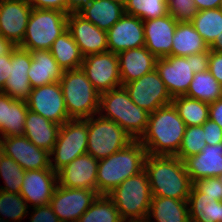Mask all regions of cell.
I'll list each match as a JSON object with an SVG mask.
<instances>
[{"mask_svg":"<svg viewBox=\"0 0 222 222\" xmlns=\"http://www.w3.org/2000/svg\"><path fill=\"white\" fill-rule=\"evenodd\" d=\"M91 0H67V14L78 13Z\"/></svg>","mask_w":222,"mask_h":222,"instance_id":"52","label":"cell"},{"mask_svg":"<svg viewBox=\"0 0 222 222\" xmlns=\"http://www.w3.org/2000/svg\"><path fill=\"white\" fill-rule=\"evenodd\" d=\"M219 9L222 11V2H221V4H220V7H219Z\"/></svg>","mask_w":222,"mask_h":222,"instance_id":"58","label":"cell"},{"mask_svg":"<svg viewBox=\"0 0 222 222\" xmlns=\"http://www.w3.org/2000/svg\"><path fill=\"white\" fill-rule=\"evenodd\" d=\"M204 130L200 126H188L176 157L184 161L186 158L197 155L203 151L206 146Z\"/></svg>","mask_w":222,"mask_h":222,"instance_id":"40","label":"cell"},{"mask_svg":"<svg viewBox=\"0 0 222 222\" xmlns=\"http://www.w3.org/2000/svg\"><path fill=\"white\" fill-rule=\"evenodd\" d=\"M168 13L178 22H191L198 9L194 0H166Z\"/></svg>","mask_w":222,"mask_h":222,"instance_id":"41","label":"cell"},{"mask_svg":"<svg viewBox=\"0 0 222 222\" xmlns=\"http://www.w3.org/2000/svg\"><path fill=\"white\" fill-rule=\"evenodd\" d=\"M98 164L99 160L88 153L78 156L57 172L58 185L97 191Z\"/></svg>","mask_w":222,"mask_h":222,"instance_id":"20","label":"cell"},{"mask_svg":"<svg viewBox=\"0 0 222 222\" xmlns=\"http://www.w3.org/2000/svg\"><path fill=\"white\" fill-rule=\"evenodd\" d=\"M4 156H5V149H4L3 144L0 140V162Z\"/></svg>","mask_w":222,"mask_h":222,"instance_id":"55","label":"cell"},{"mask_svg":"<svg viewBox=\"0 0 222 222\" xmlns=\"http://www.w3.org/2000/svg\"><path fill=\"white\" fill-rule=\"evenodd\" d=\"M59 82L70 119H87L99 113L100 93L81 68L64 71Z\"/></svg>","mask_w":222,"mask_h":222,"instance_id":"5","label":"cell"},{"mask_svg":"<svg viewBox=\"0 0 222 222\" xmlns=\"http://www.w3.org/2000/svg\"><path fill=\"white\" fill-rule=\"evenodd\" d=\"M60 126L28 109L25 118L24 135L38 148L51 152L57 141Z\"/></svg>","mask_w":222,"mask_h":222,"instance_id":"25","label":"cell"},{"mask_svg":"<svg viewBox=\"0 0 222 222\" xmlns=\"http://www.w3.org/2000/svg\"><path fill=\"white\" fill-rule=\"evenodd\" d=\"M133 138L117 123L99 114L88 118L87 153L97 160L127 147Z\"/></svg>","mask_w":222,"mask_h":222,"instance_id":"8","label":"cell"},{"mask_svg":"<svg viewBox=\"0 0 222 222\" xmlns=\"http://www.w3.org/2000/svg\"><path fill=\"white\" fill-rule=\"evenodd\" d=\"M29 209L28 203L20 194L0 190V222H20L30 215Z\"/></svg>","mask_w":222,"mask_h":222,"instance_id":"36","label":"cell"},{"mask_svg":"<svg viewBox=\"0 0 222 222\" xmlns=\"http://www.w3.org/2000/svg\"><path fill=\"white\" fill-rule=\"evenodd\" d=\"M33 9H50L67 13V0H28Z\"/></svg>","mask_w":222,"mask_h":222,"instance_id":"45","label":"cell"},{"mask_svg":"<svg viewBox=\"0 0 222 222\" xmlns=\"http://www.w3.org/2000/svg\"><path fill=\"white\" fill-rule=\"evenodd\" d=\"M191 23L208 47L222 36V11L219 8L198 11Z\"/></svg>","mask_w":222,"mask_h":222,"instance_id":"34","label":"cell"},{"mask_svg":"<svg viewBox=\"0 0 222 222\" xmlns=\"http://www.w3.org/2000/svg\"><path fill=\"white\" fill-rule=\"evenodd\" d=\"M208 45L195 30L191 22H178L172 43L171 55L190 56L207 51Z\"/></svg>","mask_w":222,"mask_h":222,"instance_id":"29","label":"cell"},{"mask_svg":"<svg viewBox=\"0 0 222 222\" xmlns=\"http://www.w3.org/2000/svg\"><path fill=\"white\" fill-rule=\"evenodd\" d=\"M208 70L222 85V53L209 49Z\"/></svg>","mask_w":222,"mask_h":222,"instance_id":"46","label":"cell"},{"mask_svg":"<svg viewBox=\"0 0 222 222\" xmlns=\"http://www.w3.org/2000/svg\"><path fill=\"white\" fill-rule=\"evenodd\" d=\"M209 49L222 53V36L220 38H216V40L209 46Z\"/></svg>","mask_w":222,"mask_h":222,"instance_id":"54","label":"cell"},{"mask_svg":"<svg viewBox=\"0 0 222 222\" xmlns=\"http://www.w3.org/2000/svg\"><path fill=\"white\" fill-rule=\"evenodd\" d=\"M178 21L171 15L143 21L145 47L157 58L171 56Z\"/></svg>","mask_w":222,"mask_h":222,"instance_id":"22","label":"cell"},{"mask_svg":"<svg viewBox=\"0 0 222 222\" xmlns=\"http://www.w3.org/2000/svg\"><path fill=\"white\" fill-rule=\"evenodd\" d=\"M28 112V106L25 100H14L9 108L7 123L0 131V139L7 136L24 135L25 118Z\"/></svg>","mask_w":222,"mask_h":222,"instance_id":"39","label":"cell"},{"mask_svg":"<svg viewBox=\"0 0 222 222\" xmlns=\"http://www.w3.org/2000/svg\"><path fill=\"white\" fill-rule=\"evenodd\" d=\"M188 205L190 222H222V201L199 193L193 186Z\"/></svg>","mask_w":222,"mask_h":222,"instance_id":"30","label":"cell"},{"mask_svg":"<svg viewBox=\"0 0 222 222\" xmlns=\"http://www.w3.org/2000/svg\"><path fill=\"white\" fill-rule=\"evenodd\" d=\"M78 13L107 31L125 14V7L112 0H91Z\"/></svg>","mask_w":222,"mask_h":222,"instance_id":"27","label":"cell"},{"mask_svg":"<svg viewBox=\"0 0 222 222\" xmlns=\"http://www.w3.org/2000/svg\"><path fill=\"white\" fill-rule=\"evenodd\" d=\"M193 187L206 196L222 201V177L202 178L193 182Z\"/></svg>","mask_w":222,"mask_h":222,"instance_id":"42","label":"cell"},{"mask_svg":"<svg viewBox=\"0 0 222 222\" xmlns=\"http://www.w3.org/2000/svg\"><path fill=\"white\" fill-rule=\"evenodd\" d=\"M112 1L118 2V3L122 4L123 6H125L128 2V0H112Z\"/></svg>","mask_w":222,"mask_h":222,"instance_id":"56","label":"cell"},{"mask_svg":"<svg viewBox=\"0 0 222 222\" xmlns=\"http://www.w3.org/2000/svg\"><path fill=\"white\" fill-rule=\"evenodd\" d=\"M192 55L166 56L157 59L156 71L163 80L169 95L174 98L184 96L194 77Z\"/></svg>","mask_w":222,"mask_h":222,"instance_id":"14","label":"cell"},{"mask_svg":"<svg viewBox=\"0 0 222 222\" xmlns=\"http://www.w3.org/2000/svg\"><path fill=\"white\" fill-rule=\"evenodd\" d=\"M123 87L131 100L149 113L172 104V97L156 69L139 79L124 84Z\"/></svg>","mask_w":222,"mask_h":222,"instance_id":"11","label":"cell"},{"mask_svg":"<svg viewBox=\"0 0 222 222\" xmlns=\"http://www.w3.org/2000/svg\"><path fill=\"white\" fill-rule=\"evenodd\" d=\"M20 195L29 207L50 205L58 185L57 173L52 169L28 170L22 181Z\"/></svg>","mask_w":222,"mask_h":222,"instance_id":"19","label":"cell"},{"mask_svg":"<svg viewBox=\"0 0 222 222\" xmlns=\"http://www.w3.org/2000/svg\"><path fill=\"white\" fill-rule=\"evenodd\" d=\"M32 9L28 0H0V35L20 46Z\"/></svg>","mask_w":222,"mask_h":222,"instance_id":"15","label":"cell"},{"mask_svg":"<svg viewBox=\"0 0 222 222\" xmlns=\"http://www.w3.org/2000/svg\"><path fill=\"white\" fill-rule=\"evenodd\" d=\"M108 196L124 222L146 220L152 200L147 172L127 178Z\"/></svg>","mask_w":222,"mask_h":222,"instance_id":"6","label":"cell"},{"mask_svg":"<svg viewBox=\"0 0 222 222\" xmlns=\"http://www.w3.org/2000/svg\"><path fill=\"white\" fill-rule=\"evenodd\" d=\"M25 172L15 160L5 155L0 162V178L5 185L0 186V190L20 194Z\"/></svg>","mask_w":222,"mask_h":222,"instance_id":"38","label":"cell"},{"mask_svg":"<svg viewBox=\"0 0 222 222\" xmlns=\"http://www.w3.org/2000/svg\"><path fill=\"white\" fill-rule=\"evenodd\" d=\"M125 13L136 16L142 21L168 15L166 0H128Z\"/></svg>","mask_w":222,"mask_h":222,"instance_id":"37","label":"cell"},{"mask_svg":"<svg viewBox=\"0 0 222 222\" xmlns=\"http://www.w3.org/2000/svg\"><path fill=\"white\" fill-rule=\"evenodd\" d=\"M16 46L0 35V56L9 54Z\"/></svg>","mask_w":222,"mask_h":222,"instance_id":"53","label":"cell"},{"mask_svg":"<svg viewBox=\"0 0 222 222\" xmlns=\"http://www.w3.org/2000/svg\"><path fill=\"white\" fill-rule=\"evenodd\" d=\"M147 220L149 222H190L188 200L152 197Z\"/></svg>","mask_w":222,"mask_h":222,"instance_id":"28","label":"cell"},{"mask_svg":"<svg viewBox=\"0 0 222 222\" xmlns=\"http://www.w3.org/2000/svg\"><path fill=\"white\" fill-rule=\"evenodd\" d=\"M88 118L71 119L60 126L57 141L50 152V165L54 172L87 153ZM53 157V158H52Z\"/></svg>","mask_w":222,"mask_h":222,"instance_id":"9","label":"cell"},{"mask_svg":"<svg viewBox=\"0 0 222 222\" xmlns=\"http://www.w3.org/2000/svg\"><path fill=\"white\" fill-rule=\"evenodd\" d=\"M198 11L219 8L222 0H194Z\"/></svg>","mask_w":222,"mask_h":222,"instance_id":"51","label":"cell"},{"mask_svg":"<svg viewBox=\"0 0 222 222\" xmlns=\"http://www.w3.org/2000/svg\"><path fill=\"white\" fill-rule=\"evenodd\" d=\"M49 51L64 71L79 69L84 59L68 29L53 42Z\"/></svg>","mask_w":222,"mask_h":222,"instance_id":"31","label":"cell"},{"mask_svg":"<svg viewBox=\"0 0 222 222\" xmlns=\"http://www.w3.org/2000/svg\"><path fill=\"white\" fill-rule=\"evenodd\" d=\"M32 57L28 50L16 46L12 50L10 75L0 91L16 100H27L32 87L29 83L28 71Z\"/></svg>","mask_w":222,"mask_h":222,"instance_id":"21","label":"cell"},{"mask_svg":"<svg viewBox=\"0 0 222 222\" xmlns=\"http://www.w3.org/2000/svg\"><path fill=\"white\" fill-rule=\"evenodd\" d=\"M26 103L29 110L59 125L71 120L67 113L60 82L33 88Z\"/></svg>","mask_w":222,"mask_h":222,"instance_id":"13","label":"cell"},{"mask_svg":"<svg viewBox=\"0 0 222 222\" xmlns=\"http://www.w3.org/2000/svg\"><path fill=\"white\" fill-rule=\"evenodd\" d=\"M122 86L155 70L157 57L145 46L117 54Z\"/></svg>","mask_w":222,"mask_h":222,"instance_id":"23","label":"cell"},{"mask_svg":"<svg viewBox=\"0 0 222 222\" xmlns=\"http://www.w3.org/2000/svg\"><path fill=\"white\" fill-rule=\"evenodd\" d=\"M133 222H149V221L146 219V220H139V221H133Z\"/></svg>","mask_w":222,"mask_h":222,"instance_id":"57","label":"cell"},{"mask_svg":"<svg viewBox=\"0 0 222 222\" xmlns=\"http://www.w3.org/2000/svg\"><path fill=\"white\" fill-rule=\"evenodd\" d=\"M5 155L15 160L25 171L51 169L50 152L38 148L25 135L0 139Z\"/></svg>","mask_w":222,"mask_h":222,"instance_id":"16","label":"cell"},{"mask_svg":"<svg viewBox=\"0 0 222 222\" xmlns=\"http://www.w3.org/2000/svg\"><path fill=\"white\" fill-rule=\"evenodd\" d=\"M209 119L222 128V98L209 104Z\"/></svg>","mask_w":222,"mask_h":222,"instance_id":"50","label":"cell"},{"mask_svg":"<svg viewBox=\"0 0 222 222\" xmlns=\"http://www.w3.org/2000/svg\"><path fill=\"white\" fill-rule=\"evenodd\" d=\"M144 170L148 175L152 197L188 200L193 182L181 159L147 154Z\"/></svg>","mask_w":222,"mask_h":222,"instance_id":"2","label":"cell"},{"mask_svg":"<svg viewBox=\"0 0 222 222\" xmlns=\"http://www.w3.org/2000/svg\"><path fill=\"white\" fill-rule=\"evenodd\" d=\"M185 129L177 109L169 104L149 114L147 128L139 141L149 155L176 156Z\"/></svg>","mask_w":222,"mask_h":222,"instance_id":"1","label":"cell"},{"mask_svg":"<svg viewBox=\"0 0 222 222\" xmlns=\"http://www.w3.org/2000/svg\"><path fill=\"white\" fill-rule=\"evenodd\" d=\"M98 114L117 123L133 140H139L147 128L150 113L137 106L121 86L100 94Z\"/></svg>","mask_w":222,"mask_h":222,"instance_id":"4","label":"cell"},{"mask_svg":"<svg viewBox=\"0 0 222 222\" xmlns=\"http://www.w3.org/2000/svg\"><path fill=\"white\" fill-rule=\"evenodd\" d=\"M67 29L84 57L108 51L106 31L91 23L79 13L68 14Z\"/></svg>","mask_w":222,"mask_h":222,"instance_id":"17","label":"cell"},{"mask_svg":"<svg viewBox=\"0 0 222 222\" xmlns=\"http://www.w3.org/2000/svg\"><path fill=\"white\" fill-rule=\"evenodd\" d=\"M68 14L58 10L32 9L28 19L22 49L49 50L53 42L67 30Z\"/></svg>","mask_w":222,"mask_h":222,"instance_id":"7","label":"cell"},{"mask_svg":"<svg viewBox=\"0 0 222 222\" xmlns=\"http://www.w3.org/2000/svg\"><path fill=\"white\" fill-rule=\"evenodd\" d=\"M11 55L12 51L9 54L0 56V91L4 88V85L10 75Z\"/></svg>","mask_w":222,"mask_h":222,"instance_id":"48","label":"cell"},{"mask_svg":"<svg viewBox=\"0 0 222 222\" xmlns=\"http://www.w3.org/2000/svg\"><path fill=\"white\" fill-rule=\"evenodd\" d=\"M146 149L139 140H134L124 149L100 159L96 186L99 195H108L124 180L144 170Z\"/></svg>","mask_w":222,"mask_h":222,"instance_id":"3","label":"cell"},{"mask_svg":"<svg viewBox=\"0 0 222 222\" xmlns=\"http://www.w3.org/2000/svg\"><path fill=\"white\" fill-rule=\"evenodd\" d=\"M30 53L32 62L27 74L32 89L60 81L64 70L49 50H33Z\"/></svg>","mask_w":222,"mask_h":222,"instance_id":"26","label":"cell"},{"mask_svg":"<svg viewBox=\"0 0 222 222\" xmlns=\"http://www.w3.org/2000/svg\"><path fill=\"white\" fill-rule=\"evenodd\" d=\"M183 162L192 182L202 178L222 177V142L206 145L201 153Z\"/></svg>","mask_w":222,"mask_h":222,"instance_id":"24","label":"cell"},{"mask_svg":"<svg viewBox=\"0 0 222 222\" xmlns=\"http://www.w3.org/2000/svg\"><path fill=\"white\" fill-rule=\"evenodd\" d=\"M77 222H124L108 195H98Z\"/></svg>","mask_w":222,"mask_h":222,"instance_id":"35","label":"cell"},{"mask_svg":"<svg viewBox=\"0 0 222 222\" xmlns=\"http://www.w3.org/2000/svg\"><path fill=\"white\" fill-rule=\"evenodd\" d=\"M209 49L203 53L192 55V71L194 73L204 72L208 70Z\"/></svg>","mask_w":222,"mask_h":222,"instance_id":"47","label":"cell"},{"mask_svg":"<svg viewBox=\"0 0 222 222\" xmlns=\"http://www.w3.org/2000/svg\"><path fill=\"white\" fill-rule=\"evenodd\" d=\"M80 68L100 94L122 86L118 55L113 52L87 55Z\"/></svg>","mask_w":222,"mask_h":222,"instance_id":"10","label":"cell"},{"mask_svg":"<svg viewBox=\"0 0 222 222\" xmlns=\"http://www.w3.org/2000/svg\"><path fill=\"white\" fill-rule=\"evenodd\" d=\"M98 195L95 190L57 185L50 206L61 222H77Z\"/></svg>","mask_w":222,"mask_h":222,"instance_id":"12","label":"cell"},{"mask_svg":"<svg viewBox=\"0 0 222 222\" xmlns=\"http://www.w3.org/2000/svg\"><path fill=\"white\" fill-rule=\"evenodd\" d=\"M184 96L210 104L222 98V85L209 70L194 73L193 80Z\"/></svg>","mask_w":222,"mask_h":222,"instance_id":"32","label":"cell"},{"mask_svg":"<svg viewBox=\"0 0 222 222\" xmlns=\"http://www.w3.org/2000/svg\"><path fill=\"white\" fill-rule=\"evenodd\" d=\"M172 104L186 127L200 126L209 119L208 103L186 96H177L172 98Z\"/></svg>","mask_w":222,"mask_h":222,"instance_id":"33","label":"cell"},{"mask_svg":"<svg viewBox=\"0 0 222 222\" xmlns=\"http://www.w3.org/2000/svg\"><path fill=\"white\" fill-rule=\"evenodd\" d=\"M15 99L0 92V131L7 123L8 108Z\"/></svg>","mask_w":222,"mask_h":222,"instance_id":"49","label":"cell"},{"mask_svg":"<svg viewBox=\"0 0 222 222\" xmlns=\"http://www.w3.org/2000/svg\"><path fill=\"white\" fill-rule=\"evenodd\" d=\"M202 127L206 145H216L222 142V128L216 122L208 119Z\"/></svg>","mask_w":222,"mask_h":222,"instance_id":"44","label":"cell"},{"mask_svg":"<svg viewBox=\"0 0 222 222\" xmlns=\"http://www.w3.org/2000/svg\"><path fill=\"white\" fill-rule=\"evenodd\" d=\"M30 222H61L50 205H42L30 208Z\"/></svg>","mask_w":222,"mask_h":222,"instance_id":"43","label":"cell"},{"mask_svg":"<svg viewBox=\"0 0 222 222\" xmlns=\"http://www.w3.org/2000/svg\"><path fill=\"white\" fill-rule=\"evenodd\" d=\"M107 33L108 51H122L145 46L143 21L133 15L124 14Z\"/></svg>","mask_w":222,"mask_h":222,"instance_id":"18","label":"cell"}]
</instances>
